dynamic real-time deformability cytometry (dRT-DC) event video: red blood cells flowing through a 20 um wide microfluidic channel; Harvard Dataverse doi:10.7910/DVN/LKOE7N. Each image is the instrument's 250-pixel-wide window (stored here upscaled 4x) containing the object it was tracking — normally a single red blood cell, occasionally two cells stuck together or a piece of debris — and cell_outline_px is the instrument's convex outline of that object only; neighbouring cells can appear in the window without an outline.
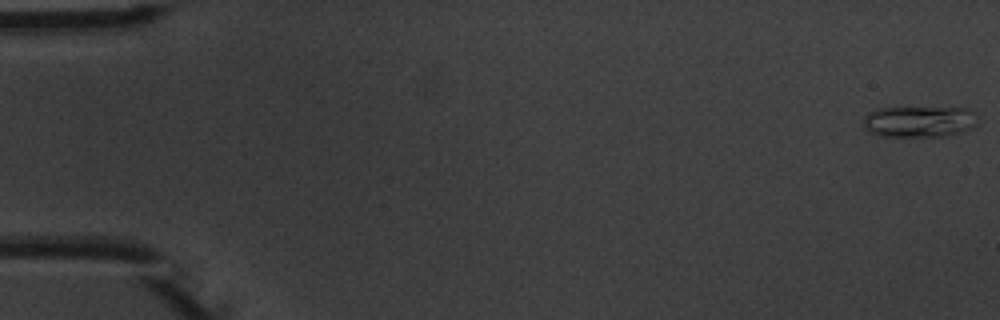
{"species": "common noctule bat (a hibernating species)", "species_latin": "Nyctalus noctula", "temperature_condition": "warm", "stored_images_in_passage": 5, "camera_frame_rate_fps": 3000, "um_per_image_px": 0.085, "animal": {"sex": "male", "body_mass_g": 20.1, "forearm_length_mm": 53.5}, "frame": {"image": 1, "passage_image": 1, "time_ms": 0.0, "image_size_px": [1000, 320], "cell_outline_px": [[976, 124], [968, 128], [944, 136], [884, 136], [868, 132], [864, 128], [860, 120], [868, 112], [876, 108], [968, 108], [972, 112]], "centroid_in_image_um": [77.99, 10.32], "position_along_channel_um": 7.0, "area_um2": 20.52}}